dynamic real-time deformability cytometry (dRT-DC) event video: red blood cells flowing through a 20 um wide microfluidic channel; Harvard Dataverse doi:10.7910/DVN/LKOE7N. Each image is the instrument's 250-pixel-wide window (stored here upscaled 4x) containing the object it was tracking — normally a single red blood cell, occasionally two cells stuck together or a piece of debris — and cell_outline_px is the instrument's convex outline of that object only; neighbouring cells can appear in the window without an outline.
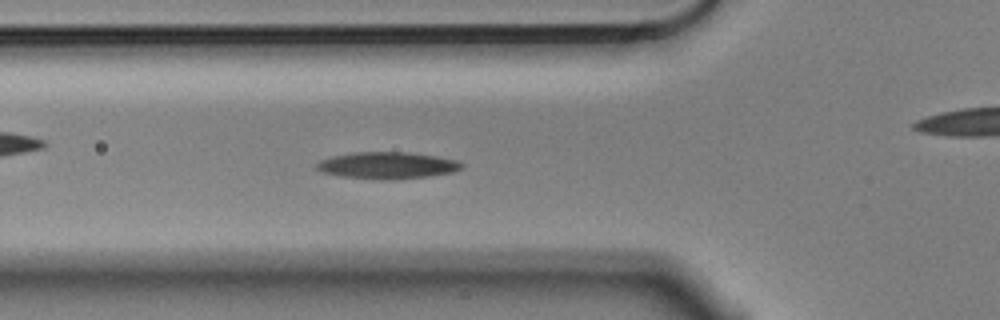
{"species": "Egyptian fruit bat (a non-hibernating species)", "species_latin": "Rousettus aegyptiacus", "temperature_condition": "cold", "stored_images_in_passage": 56, "camera_frame_rate_fps": 3000, "um_per_image_px": 0.085, "animal": {"sex": "male"}, "frame": {"image": 1, "passage_image": 18, "time_ms": 5.667, "image_size_px": [1000, 320], "cell_outline_px": [[464, 168], [456, 172], [428, 176], [392, 180], [380, 180], [340, 176], [320, 172], [316, 168], [316, 164], [320, 160], [332, 156], [352, 152], [408, 152], [436, 156], [456, 160], [464, 164]], "centroid_in_image_um": [32.93, 14.06], "position_along_channel_um": 92.9, "area_um2": 22.95}}
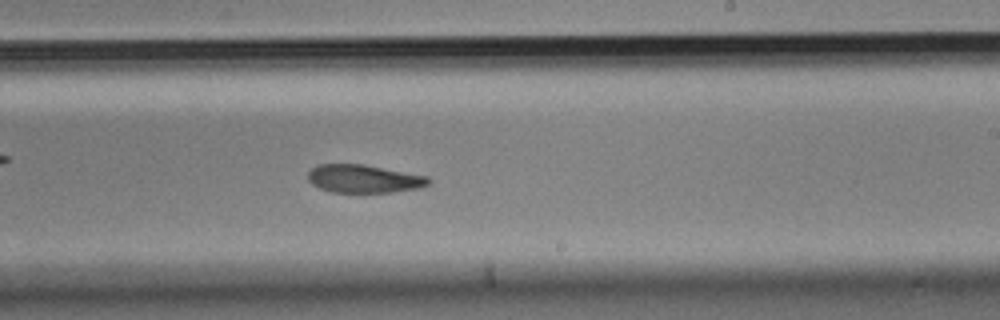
{"frame": {"image": 2, "passage_image": 32, "time_ms": 10.333, "image_size_px": [1000, 320], "cell_outline_px": [[432, 184], [420, 188], [392, 192], [332, 192], [320, 188], [312, 184], [308, 180], [308, 172], [316, 164], [364, 164], [428, 176], [432, 180]], "centroid_in_image_um": [30.96, 15.19], "position_along_channel_um": 258.0, "area_um2": 19.94}}
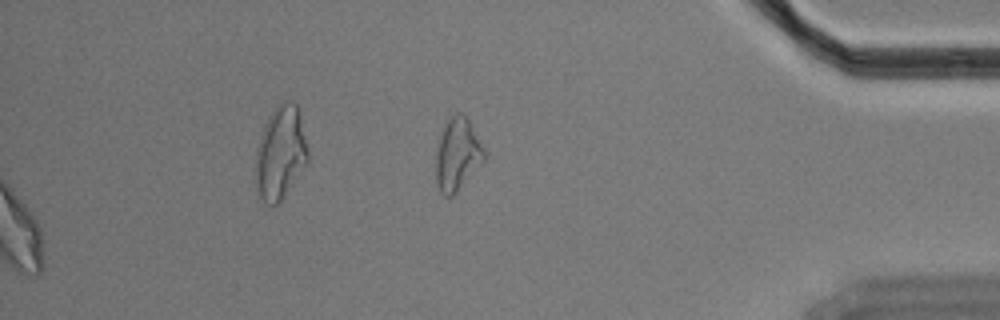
{"frame": {"image": 3, "passage_image": 56, "time_ms": 18.333, "image_size_px": [1000, 320], "cell_outline_px": [[488, 152], [484, 160], [456, 192], [452, 196], [444, 196], [440, 192], [436, 184], [436, 152], [440, 136], [448, 120], [456, 112], [460, 112], [468, 120]], "centroid_in_image_um": [38.89, 13.14], "position_along_channel_um": 396.3, "area_um2": 20.23}, "authors_computed_cell_mechanics": {"area_um2": 21.7328, "velocity_mm_per_s": 3.5381, "shape_relaxation_time_tau1_ms": 5.4826, "shape_relaxation_time_tau2_ms": 5.4735, "deformation_change_tau1": 0.1262, "deformation_change_tau2": 0.1262}}